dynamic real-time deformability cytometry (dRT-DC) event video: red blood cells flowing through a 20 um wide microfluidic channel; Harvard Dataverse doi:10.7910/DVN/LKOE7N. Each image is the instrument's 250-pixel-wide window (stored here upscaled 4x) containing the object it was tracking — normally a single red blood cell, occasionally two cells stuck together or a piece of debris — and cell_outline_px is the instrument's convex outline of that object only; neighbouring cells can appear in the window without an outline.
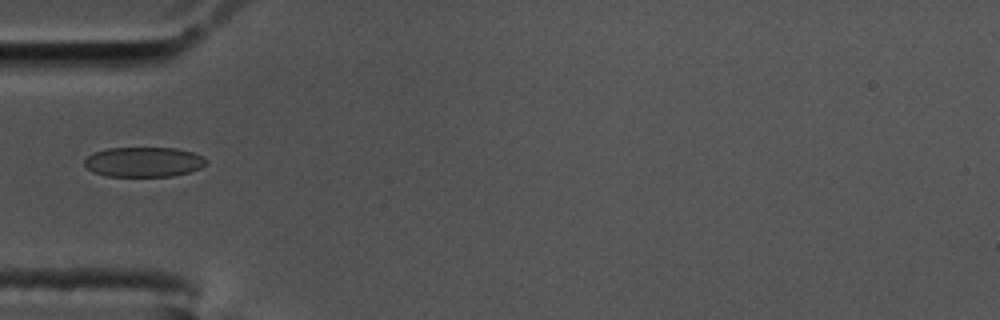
{"species": "common noctule bat (a hibernating species)", "species_latin": "Nyctalus noctula", "temperature_condition": "cold", "stored_images_in_passage": 34, "camera_frame_rate_fps": 3000, "um_per_image_px": 0.085, "animal": {"sex": "male", "body_mass_g": 17.5, "forearm_length_mm": 52.3}, "frame": {"image": 1, "passage_image": 1, "time_ms": 0.0, "image_size_px": [1000, 320], "cell_outline_px": [[208, 160], [200, 168], [188, 172], [172, 176], [104, 176], [92, 172], [84, 164], [84, 160], [92, 152], [108, 148], [176, 148], [192, 152], [204, 156]], "centroid_in_image_um": [12.19, 13.76], "position_along_channel_um": 72.8, "area_um2": 21.27}}
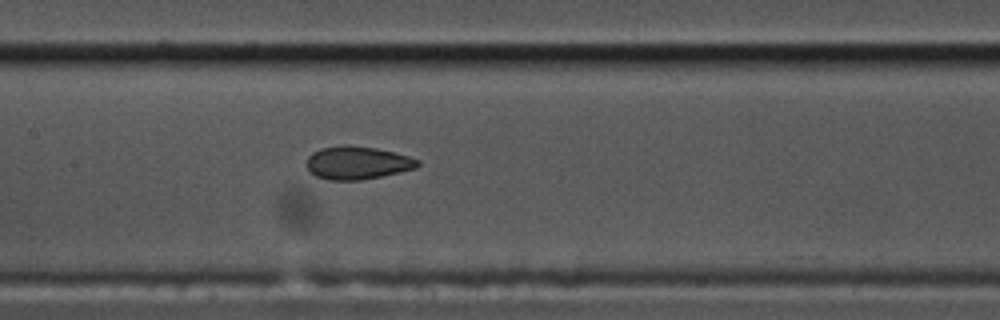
{"frame": {"image": 2, "passage_image": 10, "time_ms": 3.0, "image_size_px": [1000, 320], "cell_outline_px": [[420, 164], [416, 168], [400, 172], [360, 180], [328, 180], [316, 176], [308, 172], [304, 164], [308, 156], [312, 152], [320, 148], [344, 144], [348, 144], [376, 148], [396, 152], [420, 160]], "centroid_in_image_um": [30.33, 13.83], "position_along_channel_um": 177.1, "area_um2": 21.79}}
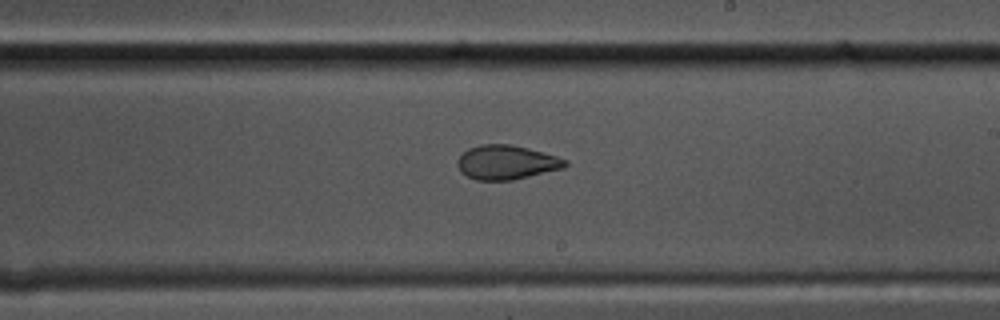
{"frame": {"image": 3, "passage_image": 16, "time_ms": 5.0, "image_size_px": [1000, 320], "cell_outline_px": [[568, 164], [564, 168], [512, 180], [476, 180], [460, 172], [456, 164], [456, 160], [468, 148], [480, 144], [508, 144], [528, 148], [556, 156], [568, 160]], "centroid_in_image_um": [43.03, 13.8], "position_along_channel_um": 246.0, "area_um2": 21.5}}